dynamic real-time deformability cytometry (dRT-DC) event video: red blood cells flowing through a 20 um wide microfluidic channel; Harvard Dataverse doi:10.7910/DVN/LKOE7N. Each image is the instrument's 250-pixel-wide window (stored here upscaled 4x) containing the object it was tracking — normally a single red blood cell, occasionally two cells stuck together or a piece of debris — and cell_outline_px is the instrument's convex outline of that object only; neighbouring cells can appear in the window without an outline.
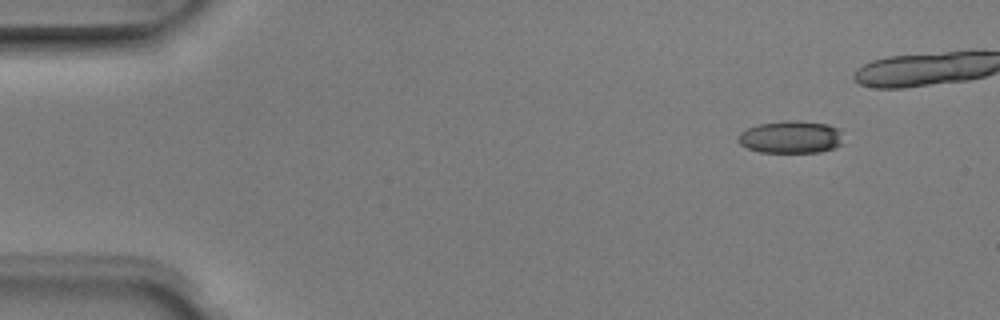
{"species": "Egyptian fruit bat (a non-hibernating species)", "species_latin": "Rousettus aegyptiacus", "temperature_condition": "room temperature", "stored_images_in_passage": 6, "camera_frame_rate_fps": 3000, "um_per_image_px": 0.085, "animal": {"sex": "male"}, "frame": {"image": 1, "passage_image": 1, "time_ms": 0.0, "image_size_px": [1000, 320], "cell_outline_px": [[844, 144], [836, 148], [820, 152], [760, 152], [748, 148], [740, 144], [736, 140], [740, 132], [748, 128], [760, 124], [788, 120], [796, 120], [828, 124], [840, 128]], "centroid_in_image_um": [67.27, 11.65], "position_along_channel_um": 17.7, "area_um2": 20.17}}
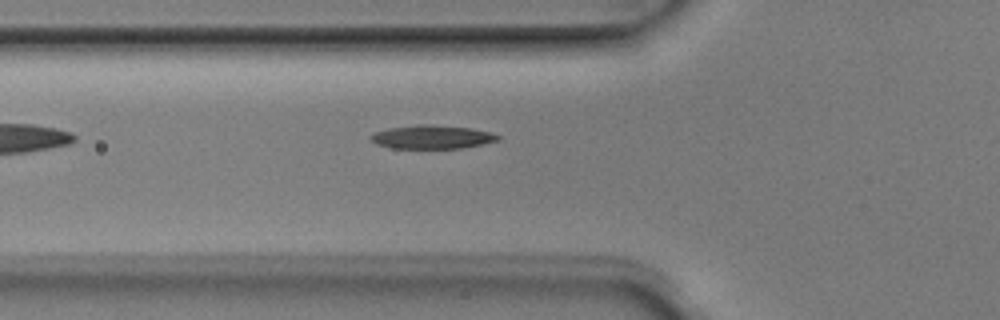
{"frame": {"image": 2, "passage_image": 6, "time_ms": 1.667, "image_size_px": [1000, 320], "cell_outline_px": [[500, 140], [460, 148], [392, 148], [376, 144], [368, 136], [372, 132], [388, 128], [416, 124], [432, 124], [472, 128], [488, 132], [500, 136]], "centroid_in_image_um": [36.66, 11.63], "position_along_channel_um": 89.1, "area_um2": 17.51}}